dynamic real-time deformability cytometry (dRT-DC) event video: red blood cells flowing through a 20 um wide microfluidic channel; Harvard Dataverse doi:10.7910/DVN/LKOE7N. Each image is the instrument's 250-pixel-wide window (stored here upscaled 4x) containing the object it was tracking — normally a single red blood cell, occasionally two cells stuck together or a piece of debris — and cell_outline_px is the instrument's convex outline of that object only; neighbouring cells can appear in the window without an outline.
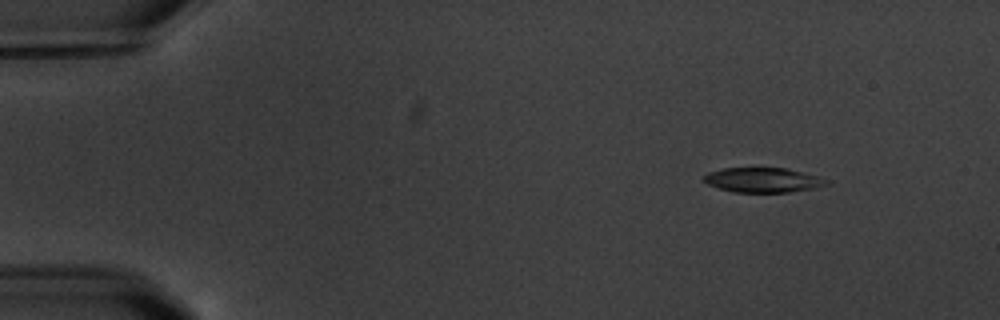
{"species": "common noctule bat (a hibernating species)", "species_latin": "Nyctalus noctula", "temperature_condition": "warm", "stored_images_in_passage": 2, "camera_frame_rate_fps": 3000, "um_per_image_px": 0.085, "animal": {"sex": "male", "body_mass_g": 20.1, "forearm_length_mm": 53.5}, "frame": {"image": 1, "passage_image": 2, "time_ms": 1.0, "image_size_px": [1000, 320], "cell_outline_px": [[832, 184], [816, 188], [788, 192], [732, 192], [708, 184], [700, 180], [708, 172], [720, 168], [784, 168], [832, 180]], "centroid_in_image_um": [64.86, 15.31], "position_along_channel_um": 20.1, "area_um2": 17.8}}